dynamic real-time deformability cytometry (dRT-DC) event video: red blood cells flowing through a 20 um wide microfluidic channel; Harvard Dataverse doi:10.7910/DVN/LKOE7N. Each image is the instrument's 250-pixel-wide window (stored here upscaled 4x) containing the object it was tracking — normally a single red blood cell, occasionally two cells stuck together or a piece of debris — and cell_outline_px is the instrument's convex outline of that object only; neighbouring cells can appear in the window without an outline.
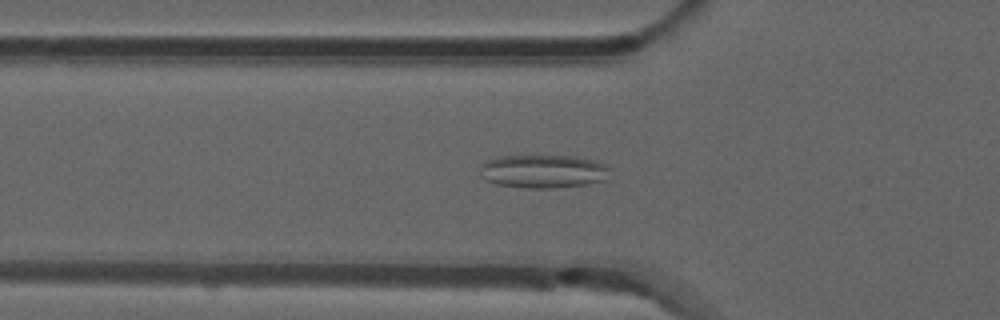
{"species": "common noctule bat (a hibernating species)", "species_latin": "Nyctalus noctula", "temperature_condition": "room temperature", "stored_images_in_passage": 53, "camera_frame_rate_fps": 3000, "um_per_image_px": 0.085, "animal": {"sex": "male", "forearm_length_mm": 52.5}, "frame": {"image": 1, "passage_image": 18, "time_ms": 5.667, "image_size_px": [1000, 320], "cell_outline_px": [[612, 168], [604, 180], [584, 184], [552, 188], [524, 188], [496, 184], [484, 180], [480, 176], [484, 160], [500, 156], [576, 156], [596, 160]], "centroid_in_image_um": [46.16, 14.56], "position_along_channel_um": 79.6, "area_um2": 25.37}}
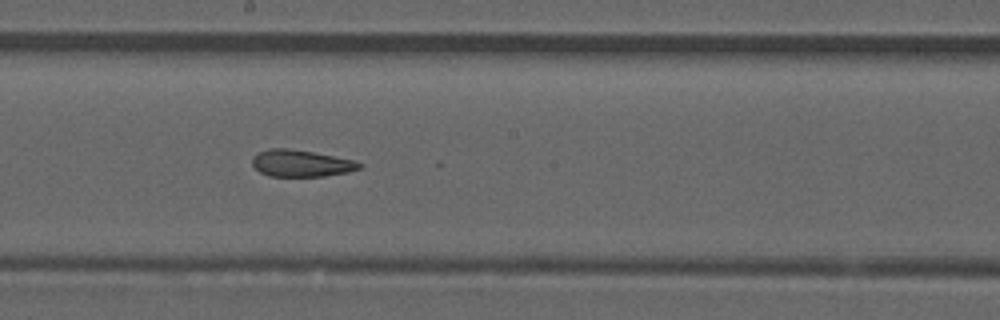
{"frame": {"image": 2, "passage_image": 29, "time_ms": 9.333, "image_size_px": [1000, 320], "cell_outline_px": [[364, 164], [360, 168], [348, 172], [324, 176], [268, 176], [260, 172], [252, 164], [252, 156], [268, 148], [288, 148], [312, 152], [352, 160]], "centroid_in_image_um": [25.56, 13.88], "position_along_channel_um": 222.6, "area_um2": 16.59}}
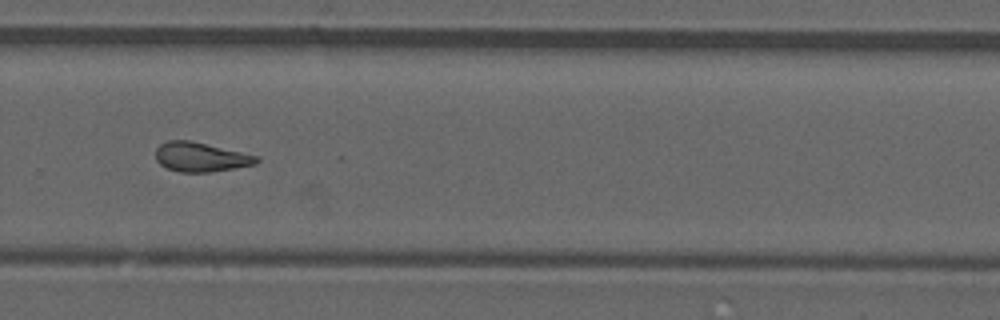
{"frame": {"image": 3, "passage_image": 36, "time_ms": 11.667, "image_size_px": [1000, 320], "cell_outline_px": [[260, 160], [256, 164], [208, 172], [180, 172], [168, 168], [160, 164], [156, 160], [156, 148], [160, 144], [168, 140], [188, 140], [260, 156]], "centroid_in_image_um": [17.06, 13.34], "position_along_channel_um": 312.7, "area_um2": 17.11}, "authors_computed_cell_mechanics": {"area_um2": 17.7446, "velocity_mm_per_s": 3.8827, "shape_relaxation_time_tau1_ms": null, "shape_relaxation_time_tau2_ms": 2.6151, "deformation_change_tau1": null, "deformation_change_tau2": 0.1047}}